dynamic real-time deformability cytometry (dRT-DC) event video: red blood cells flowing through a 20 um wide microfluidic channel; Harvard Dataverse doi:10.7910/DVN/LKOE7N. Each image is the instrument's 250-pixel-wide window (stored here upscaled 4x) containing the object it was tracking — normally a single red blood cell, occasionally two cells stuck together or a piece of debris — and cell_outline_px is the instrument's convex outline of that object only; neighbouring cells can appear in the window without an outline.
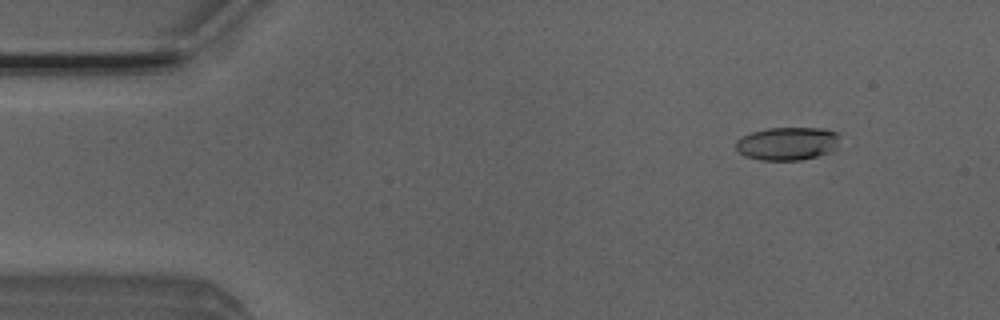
{"species": "Egyptian fruit bat (a non-hibernating species)", "species_latin": "Rousettus aegyptiacus", "temperature_condition": "room temperature", "stored_images_in_passage": 4, "camera_frame_rate_fps": 3000, "um_per_image_px": 0.085, "animal": {"sex": "male"}, "frame": {"image": 1, "passage_image": 2, "time_ms": 0.333, "image_size_px": [1000, 320], "cell_outline_px": [[840, 136], [836, 148], [832, 152], [800, 160], [760, 160], [744, 156], [736, 148], [736, 140], [740, 136], [752, 132], [768, 128], [824, 128], [836, 132]], "centroid_in_image_um": [66.93, 12.2], "position_along_channel_um": 18.1, "area_um2": 20.23}}